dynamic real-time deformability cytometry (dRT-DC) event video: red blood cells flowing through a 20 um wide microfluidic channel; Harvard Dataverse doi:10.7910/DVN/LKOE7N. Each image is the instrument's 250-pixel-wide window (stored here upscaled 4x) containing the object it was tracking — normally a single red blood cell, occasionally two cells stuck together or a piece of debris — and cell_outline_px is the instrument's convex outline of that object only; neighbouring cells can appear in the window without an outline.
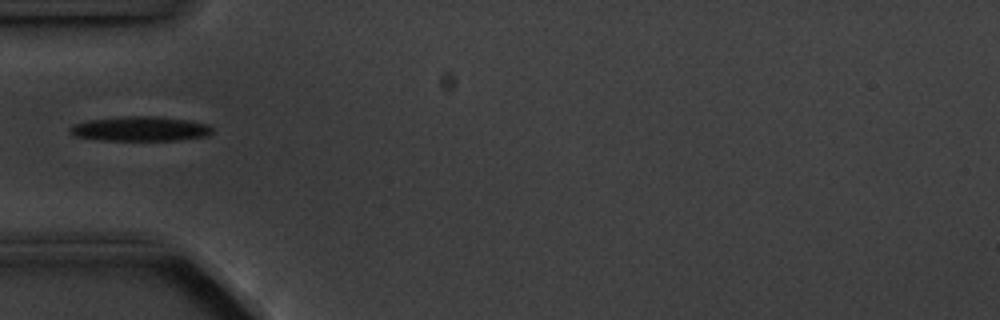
{"species": "common noctule bat (a hibernating species)", "species_latin": "Nyctalus noctula", "temperature_condition": "cold", "stored_images_in_passage": 13, "camera_frame_rate_fps": 3000, "um_per_image_px": 0.085, "animal": {"sex": "male", "body_mass_g": 20.1, "forearm_length_mm": 53.5}, "frame": {"image": 1, "passage_image": 3, "time_ms": 2.333, "image_size_px": [1000, 320], "cell_outline_px": [[212, 132], [208, 136], [180, 140], [100, 140], [76, 136], [68, 132], [68, 128], [72, 124], [88, 120], [124, 116], [160, 116], [192, 120], [208, 124], [212, 128]], "centroid_in_image_um": [11.94, 10.94], "position_along_channel_um": 73.1, "area_um2": 20.75}}
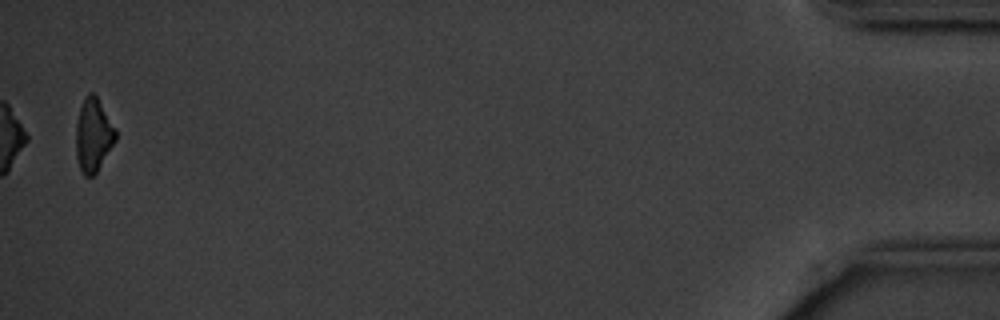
{"frame": {"image": 2, "passage_image": 13, "time_ms": 14.667, "image_size_px": [1000, 320], "cell_outline_px": [[116, 140], [96, 172], [92, 176], [84, 176], [80, 168], [76, 156], [76, 124], [80, 108], [84, 96], [88, 92], [92, 92], [96, 96], [116, 128]], "centroid_in_image_um": [7.92, 11.46], "position_along_channel_um": 427.3, "area_um2": 16.82}, "authors_computed_cell_mechanics": {"area_um2": 20.7502, "velocity_mm_per_s": 3.6101, "shape_relaxation_time_tau1_ms": 2.9675, "shape_relaxation_time_tau2_ms": null, "deformation_change_tau1": 0.1254, "deformation_change_tau2": null}}